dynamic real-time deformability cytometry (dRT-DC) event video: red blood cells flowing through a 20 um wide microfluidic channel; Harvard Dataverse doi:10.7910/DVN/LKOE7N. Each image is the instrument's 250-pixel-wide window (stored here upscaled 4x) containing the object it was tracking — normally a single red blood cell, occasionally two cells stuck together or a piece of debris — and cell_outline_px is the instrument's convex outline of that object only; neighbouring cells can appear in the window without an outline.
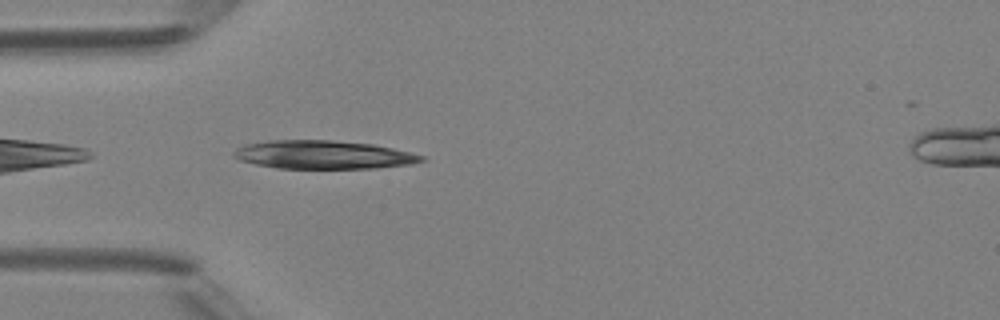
{"species": "Egyptian fruit bat (a non-hibernating species)", "species_latin": "Rousettus aegyptiacus", "temperature_condition": "room temperature", "stored_images_in_passage": 4, "camera_frame_rate_fps": 3000, "um_per_image_px": 0.085, "animal": {"sex": "female"}, "frame": {"image": 1, "passage_image": 4, "time_ms": 3.333, "image_size_px": [1000, 320], "cell_outline_px": [[424, 160], [412, 164], [376, 168], [276, 168], [256, 164], [240, 160], [232, 156], [232, 152], [236, 148], [244, 144], [268, 140], [332, 140], [372, 144], [392, 148], [424, 156]], "centroid_in_image_um": [27.43, 13.15], "position_along_channel_um": 57.6, "area_um2": 31.04}}